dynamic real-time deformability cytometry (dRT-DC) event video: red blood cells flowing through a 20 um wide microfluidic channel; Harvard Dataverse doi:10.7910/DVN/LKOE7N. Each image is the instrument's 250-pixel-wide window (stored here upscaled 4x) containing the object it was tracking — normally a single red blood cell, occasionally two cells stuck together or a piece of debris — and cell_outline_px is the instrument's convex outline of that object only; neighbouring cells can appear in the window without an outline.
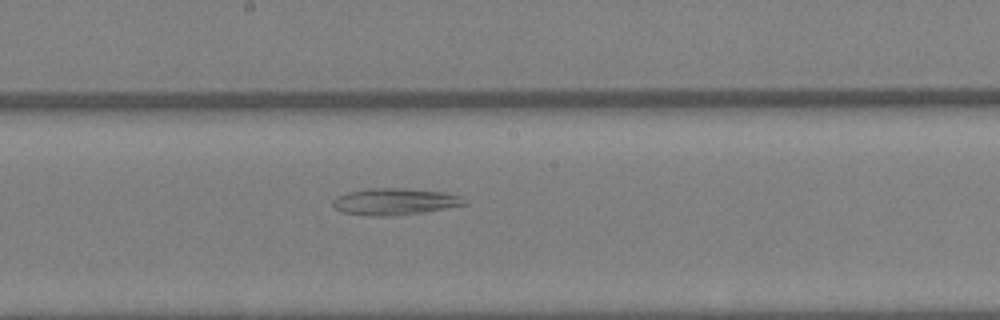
{"species": "Egyptian fruit bat (a non-hibernating species)", "species_latin": "Rousettus aegyptiacus", "temperature_condition": "warm", "stored_images_in_passage": 29, "camera_frame_rate_fps": 3000, "um_per_image_px": 0.085, "animal": {"sex": "female"}, "frame": {"image": 1, "passage_image": 15, "time_ms": 4.667, "image_size_px": [1000, 320], "cell_outline_px": [[468, 204], [424, 212], [388, 216], [372, 216], [340, 212], [332, 208], [332, 200], [336, 196], [348, 192], [368, 188], [404, 188], [444, 192], [456, 196], [464, 200]], "centroid_in_image_um": [33.46, 17.14], "position_along_channel_um": 214.7, "area_um2": 20.46}}
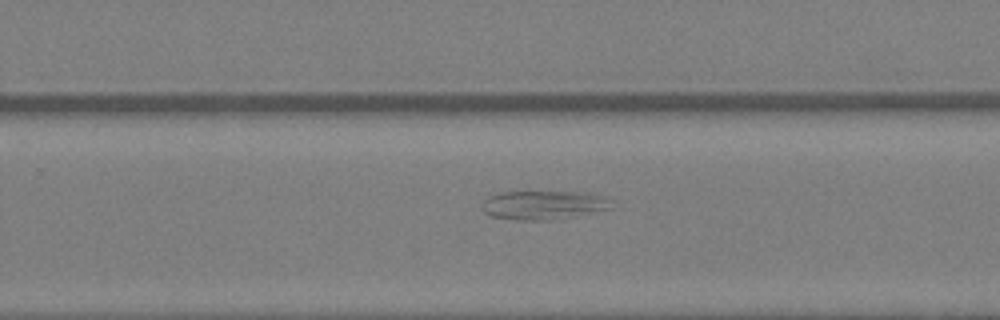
{"frame": {"image": 2, "passage_image": 19, "time_ms": 6.0, "image_size_px": [1000, 320], "cell_outline_px": [[612, 200], [608, 208], [572, 216], [548, 220], [516, 220], [492, 216], [484, 212], [480, 208], [480, 204], [488, 196], [500, 192], [596, 192], [608, 196]], "centroid_in_image_um": [46.17, 17.4], "position_along_channel_um": 283.6, "area_um2": 21.85}}
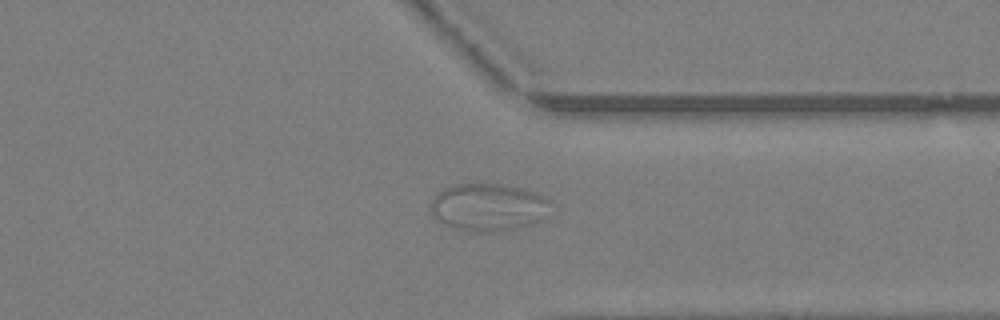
{"frame": {"image": 3, "passage_image": 24, "time_ms": 7.667, "image_size_px": [1000, 320], "cell_outline_px": [[548, 200], [540, 220], [532, 224], [520, 228], [492, 232], [480, 232], [456, 228], [444, 224], [436, 220], [432, 216], [428, 208], [436, 192], [444, 188], [456, 184], [500, 184], [524, 188], [536, 192], [544, 196]], "centroid_in_image_um": [41.41, 17.61], "position_along_channel_um": 370.0, "area_um2": 33.12}}